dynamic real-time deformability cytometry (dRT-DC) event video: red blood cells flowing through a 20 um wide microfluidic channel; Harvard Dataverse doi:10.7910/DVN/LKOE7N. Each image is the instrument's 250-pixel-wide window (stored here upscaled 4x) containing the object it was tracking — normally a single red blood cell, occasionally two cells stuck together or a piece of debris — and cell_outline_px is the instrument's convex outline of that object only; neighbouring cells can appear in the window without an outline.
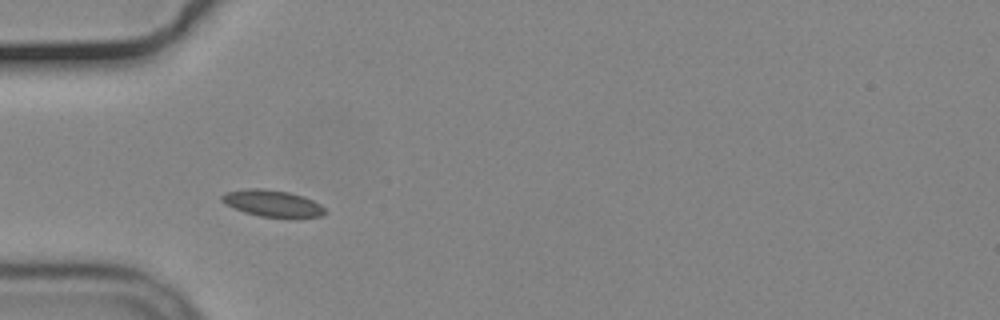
{"species": "common noctule bat (a hibernating species)", "species_latin": "Nyctalus noctula", "temperature_condition": "cold", "stored_images_in_passage": 12, "camera_frame_rate_fps": 3000, "um_per_image_px": 0.085, "animal": {"sex": "male", "body_mass_g": 19.2, "forearm_length_mm": 51.8}, "frame": {"image": 1, "passage_image": 6, "time_ms": 1.667, "image_size_px": [1000, 320], "cell_outline_px": [[328, 212], [320, 216], [296, 220], [288, 220], [260, 216], [244, 212], [232, 208], [224, 204], [220, 200], [220, 196], [224, 192], [248, 188], [264, 188], [288, 192], [304, 196], [320, 204]], "centroid_in_image_um": [23.17, 17.32], "position_along_channel_um": 61.8, "area_um2": 16.88}}
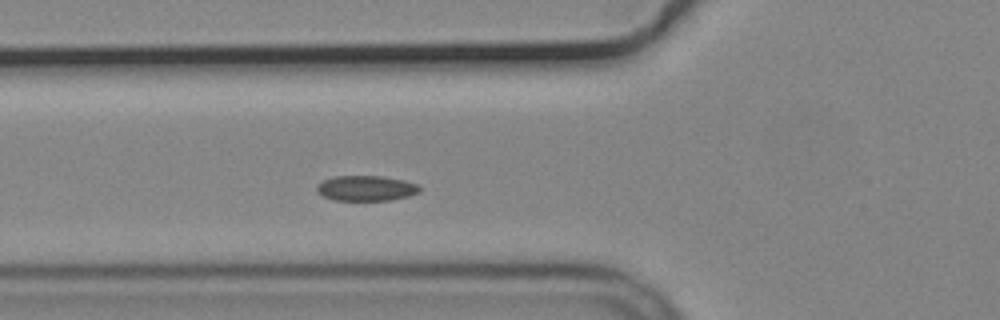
{"frame": {"image": 2, "passage_image": 9, "time_ms": 2.667, "image_size_px": [1000, 320], "cell_outline_px": [[420, 192], [408, 196], [392, 200], [336, 200], [324, 196], [316, 192], [316, 184], [324, 180], [336, 176], [384, 176], [404, 180], [420, 184]], "centroid_in_image_um": [31.14, 15.99], "position_along_channel_um": 94.7, "area_um2": 15.26}}